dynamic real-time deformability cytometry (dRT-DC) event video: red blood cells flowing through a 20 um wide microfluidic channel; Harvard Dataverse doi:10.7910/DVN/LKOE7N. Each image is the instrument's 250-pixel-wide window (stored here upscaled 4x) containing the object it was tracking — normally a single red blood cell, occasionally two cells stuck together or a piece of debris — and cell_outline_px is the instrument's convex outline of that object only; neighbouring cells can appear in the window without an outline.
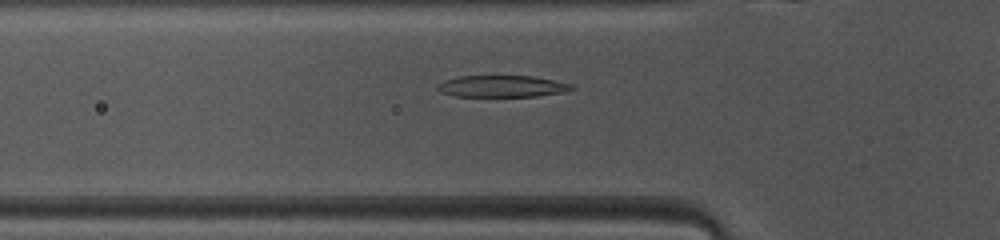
{"species": "common noctule bat (a hibernating species)", "species_latin": "Nyctalus noctula", "temperature_condition": "warm", "stored_images_in_passage": 47, "camera_frame_rate_fps": 3000, "um_per_image_px": 0.085, "animal": {"sex": "female", "body_mass_g": 10.0, "forearm_length_mm": 53.1}, "frame": {"image": 1, "passage_image": 14, "time_ms": 4.333, "image_size_px": [1000, 240], "cell_outline_px": [[576, 88], [564, 92], [536, 96], [456, 96], [444, 92], [436, 88], [444, 80], [460, 76], [532, 76], [572, 84]], "centroid_in_image_um": [42.72, 7.33], "position_along_channel_um": 83.1, "area_um2": 16.65}}
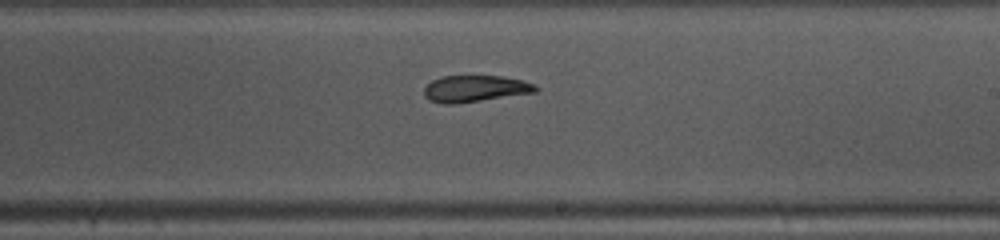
{"frame": {"image": 2, "passage_image": 26, "time_ms": 8.333, "image_size_px": [1000, 240], "cell_outline_px": [[540, 88], [536, 92], [452, 104], [444, 104], [428, 100], [424, 96], [424, 88], [432, 80], [440, 76], [504, 76], [524, 80], [536, 84]], "centroid_in_image_um": [40.39, 7.52], "position_along_channel_um": 248.6, "area_um2": 17.34}}
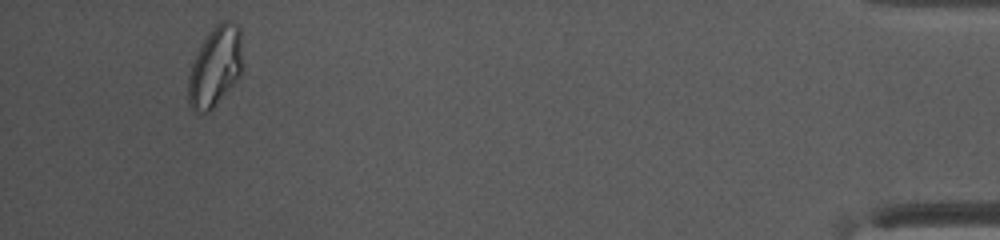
{"frame": {"image": 3, "passage_image": 44, "time_ms": 14.333, "image_size_px": [1000, 240], "cell_outline_px": [[244, 68], [240, 76], [212, 108], [208, 112], [196, 112], [188, 104], [188, 76], [196, 52], [208, 32], [220, 20], [228, 20], [236, 24], [240, 28], [244, 64]], "centroid_in_image_um": [18.32, 5.62], "position_along_channel_um": 416.9, "area_um2": 25.72}, "authors_computed_cell_mechanics": {"area_um2": 19.3052, "velocity_mm_per_s": 4.1165, "shape_relaxation_time_tau1_ms": 6.3547, "shape_relaxation_time_tau2_ms": 6.0117, "deformation_change_tau1": 0.2099, "deformation_change_tau2": 0.0923}}